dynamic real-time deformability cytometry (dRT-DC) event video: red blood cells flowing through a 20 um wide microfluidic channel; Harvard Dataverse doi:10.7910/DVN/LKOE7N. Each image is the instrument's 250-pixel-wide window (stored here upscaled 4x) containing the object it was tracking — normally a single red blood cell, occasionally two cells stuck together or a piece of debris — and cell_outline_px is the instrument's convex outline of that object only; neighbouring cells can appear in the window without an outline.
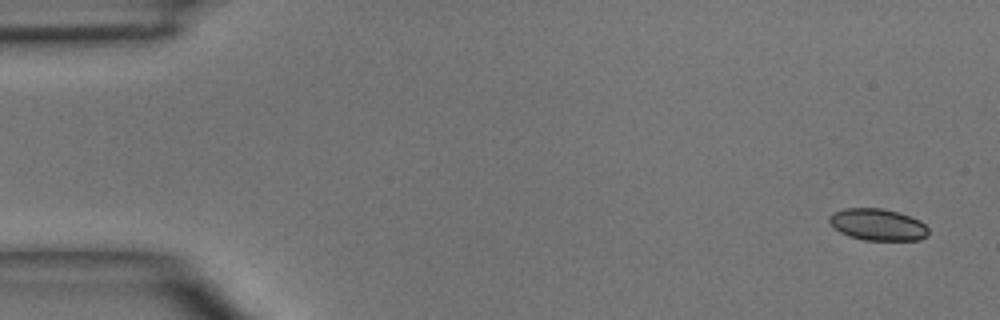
{"species": "common noctule bat (a hibernating species)", "species_latin": "Nyctalus noctula", "temperature_condition": "room temperature", "stored_images_in_passage": 5, "segment_of_instrument_passage": [1, 2], "camera_frame_rate_fps": 3000, "um_per_image_px": 0.085, "animal": {"sex": "male", "body_mass_g": 15.6}, "frame": {"image": 1, "passage_image": 1, "time_ms": 0.0, "image_size_px": [1000, 320], "cell_outline_px": [[928, 236], [920, 240], [864, 240], [848, 236], [840, 232], [828, 220], [828, 216], [832, 212], [844, 208], [880, 208], [896, 212], [920, 220], [928, 228]], "centroid_in_image_um": [74.59, 19.09], "position_along_channel_um": 10.4, "area_um2": 18.32}}
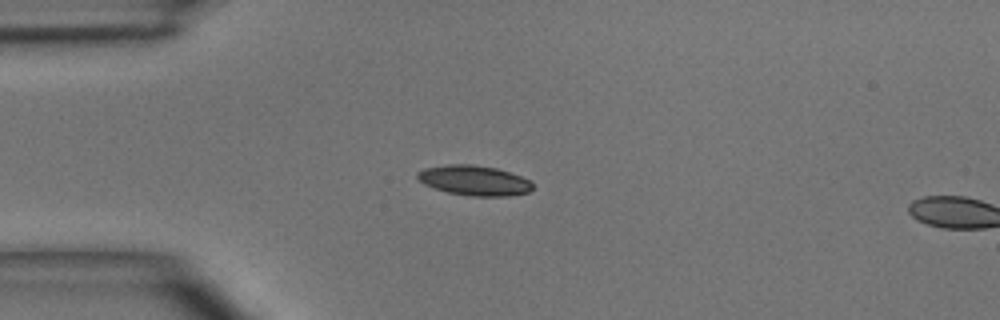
{"frame": {"image": 2, "passage_image": 4, "time_ms": 3.333, "image_size_px": [1000, 320], "cell_outline_px": [[532, 188], [528, 192], [508, 196], [468, 196], [448, 192], [432, 188], [424, 184], [416, 176], [416, 172], [424, 168], [448, 164], [472, 164], [496, 168], [532, 180]], "centroid_in_image_um": [40.28, 15.34], "position_along_channel_um": 44.7, "area_um2": 20.23}}